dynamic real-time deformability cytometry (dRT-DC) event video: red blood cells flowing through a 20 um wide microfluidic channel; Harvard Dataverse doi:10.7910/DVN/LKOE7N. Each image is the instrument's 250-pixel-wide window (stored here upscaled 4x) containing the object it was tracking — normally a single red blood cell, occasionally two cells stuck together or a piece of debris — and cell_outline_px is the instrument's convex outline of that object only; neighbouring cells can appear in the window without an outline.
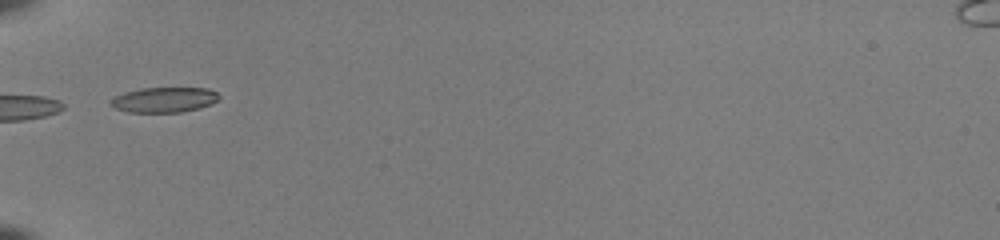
{"species": "common noctule bat (a hibernating species)", "species_latin": "Nyctalus noctula", "temperature_condition": "room temperature", "stored_images_in_passage": 3, "camera_frame_rate_fps": 3000, "um_per_image_px": 0.085, "animal": {"sex": "female", "body_mass_g": 22.0, "forearm_length_mm": 56.7}, "frame": {"image": 1, "passage_image": 1, "time_ms": 0.0, "image_size_px": [1000, 240], "cell_outline_px": [[220, 96], [212, 104], [200, 108], [180, 112], [128, 112], [112, 108], [108, 104], [116, 96], [124, 92], [140, 88], [208, 88], [216, 92]], "centroid_in_image_um": [13.93, 8.48], "position_along_channel_um": 71.1, "area_um2": 15.95}}